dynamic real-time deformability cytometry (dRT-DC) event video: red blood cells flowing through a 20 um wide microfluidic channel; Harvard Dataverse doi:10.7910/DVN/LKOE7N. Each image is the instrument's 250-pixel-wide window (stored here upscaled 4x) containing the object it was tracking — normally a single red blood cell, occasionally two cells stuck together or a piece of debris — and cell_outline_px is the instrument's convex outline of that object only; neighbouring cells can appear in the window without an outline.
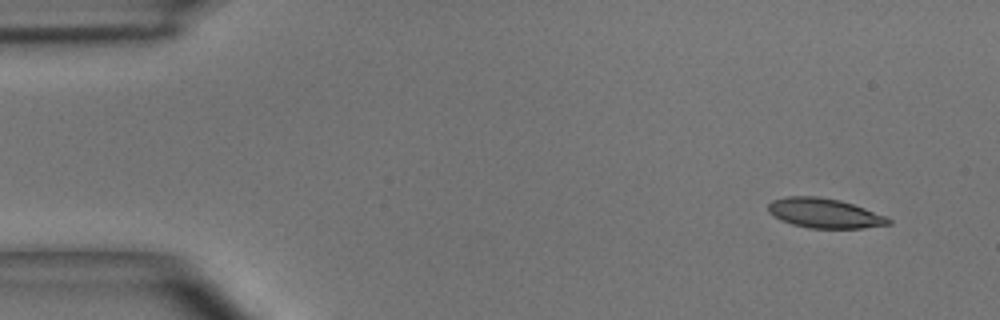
{"species": "common noctule bat (a hibernating species)", "species_latin": "Nyctalus noctula", "temperature_condition": "room temperature", "stored_images_in_passage": 4, "camera_frame_rate_fps": 3000, "um_per_image_px": 0.085, "animal": {"sex": "male", "body_mass_g": 15.6}, "frame": {"image": 1, "passage_image": 1, "time_ms": 0.0, "image_size_px": [1000, 320], "cell_outline_px": [[892, 224], [864, 228], [808, 228], [792, 224], [780, 220], [768, 212], [768, 204], [772, 200], [788, 196], [820, 196], [840, 200], [888, 216], [892, 220]], "centroid_in_image_um": [70.1, 18.12], "position_along_channel_um": 14.9, "area_um2": 20.98}}
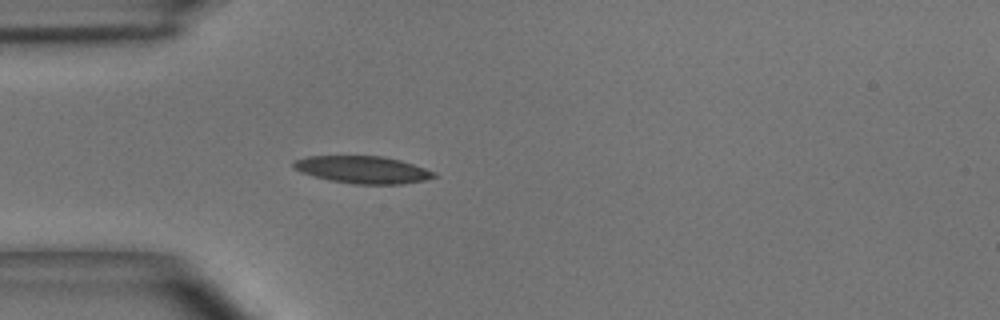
{"frame": {"image": 2, "passage_image": 4, "time_ms": 1.0, "image_size_px": [1000, 320], "cell_outline_px": [[440, 176], [424, 180], [400, 184], [352, 184], [328, 180], [312, 176], [300, 172], [292, 164], [292, 160], [308, 156], [384, 156], [400, 160], [436, 172]], "centroid_in_image_um": [30.82, 14.42], "position_along_channel_um": 54.2, "area_um2": 22.48}}